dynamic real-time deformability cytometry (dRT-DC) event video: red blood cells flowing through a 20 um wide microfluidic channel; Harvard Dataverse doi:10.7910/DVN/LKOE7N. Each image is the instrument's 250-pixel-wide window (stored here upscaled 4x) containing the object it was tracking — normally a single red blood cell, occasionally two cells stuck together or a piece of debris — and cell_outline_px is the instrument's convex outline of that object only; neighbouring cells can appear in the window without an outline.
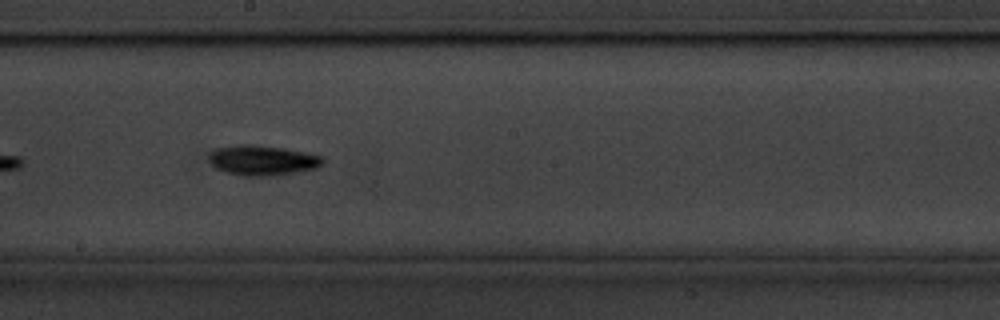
{"species": "common noctule bat (a hibernating species)", "species_latin": "Nyctalus noctula", "temperature_condition": "cold", "stored_images_in_passage": 37, "camera_frame_rate_fps": 3000, "um_per_image_px": 0.085, "animal": {"sex": "male", "body_mass_g": 20.1, "forearm_length_mm": 53.5}, "frame": {"image": 1, "passage_image": 16, "time_ms": 5.0, "image_size_px": [1000, 320], "cell_outline_px": [[324, 164], [316, 168], [300, 172], [276, 176], [240, 176], [224, 172], [216, 168], [208, 160], [208, 156], [216, 148], [236, 144], [252, 144], [284, 148], [324, 156]], "centroid_in_image_um": [22.32, 13.63], "position_along_channel_um": 225.9, "area_um2": 20.4}, "authors_computed_cell_mechanics": {"area_um2": 17.1088, "velocity_mm_per_s": 3.5698, "shape_relaxation_time_tau1_ms": 1.3878, "shape_relaxation_time_tau2_ms": null, "deformation_change_tau1": 0.1251, "deformation_change_tau2": null}}